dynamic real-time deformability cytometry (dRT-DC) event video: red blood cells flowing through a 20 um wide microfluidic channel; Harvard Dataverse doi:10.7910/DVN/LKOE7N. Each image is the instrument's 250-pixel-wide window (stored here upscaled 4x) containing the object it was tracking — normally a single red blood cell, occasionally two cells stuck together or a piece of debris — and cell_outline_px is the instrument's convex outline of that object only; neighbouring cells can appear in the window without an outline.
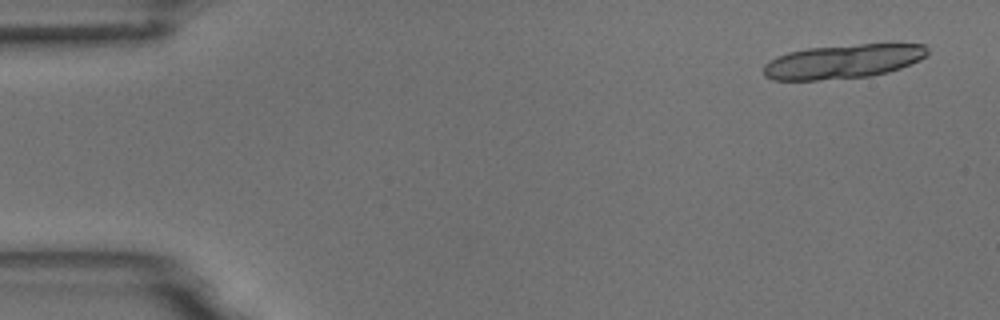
{"species": "common noctule bat (a hibernating species)", "species_latin": "Nyctalus noctula", "temperature_condition": "room temperature", "stored_images_in_passage": 17, "camera_frame_rate_fps": 3000, "um_per_image_px": 0.085, "animal": {"sex": "male", "body_mass_g": 18.8}, "frame": {"image": 1, "passage_image": 1, "time_ms": 0.0, "image_size_px": [1000, 320], "cell_outline_px": [[928, 52], [920, 60], [900, 68], [888, 72], [868, 76], [816, 80], [772, 80], [764, 76], [764, 64], [768, 60], [776, 56], [788, 52], [808, 48], [860, 44], [924, 44], [928, 48]], "centroid_in_image_um": [71.62, 5.22], "position_along_channel_um": 13.4, "area_um2": 32.48}}